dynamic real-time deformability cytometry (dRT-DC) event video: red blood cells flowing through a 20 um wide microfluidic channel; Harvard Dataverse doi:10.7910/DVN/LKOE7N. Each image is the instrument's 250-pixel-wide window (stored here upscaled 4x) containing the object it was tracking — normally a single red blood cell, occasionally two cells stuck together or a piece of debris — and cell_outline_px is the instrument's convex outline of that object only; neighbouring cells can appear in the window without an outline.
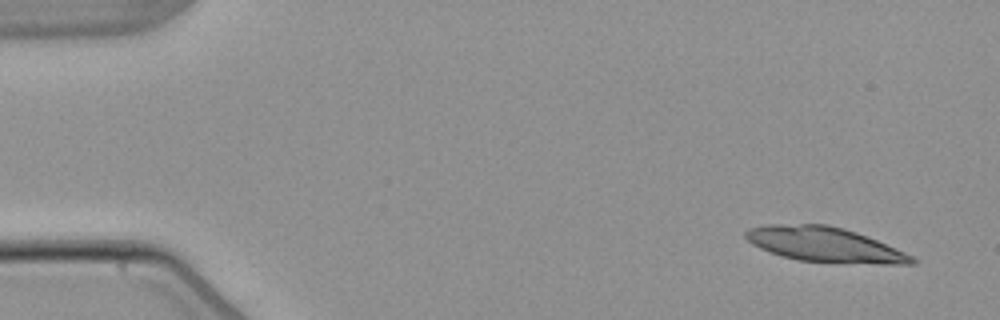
{"species": "common noctule bat (a hibernating species)", "species_latin": "Nyctalus noctula", "temperature_condition": "warm", "stored_images_in_passage": 5, "camera_frame_rate_fps": 3000, "um_per_image_px": 0.085, "animal": {"sex": "male", "body_mass_g": 21.5, "forearm_length_mm": 52.0}, "frame": {"image": 1, "passage_image": 1, "time_ms": 0.0, "image_size_px": [1000, 320], "cell_outline_px": [[920, 260], [916, 264], [880, 264], [800, 260], [780, 256], [768, 252], [752, 244], [744, 236], [744, 232], [748, 228], [768, 224], [828, 224], [844, 228], [856, 232], [876, 240], [904, 252]], "centroid_in_image_um": [70.07, 20.78], "position_along_channel_um": 14.9, "area_um2": 33.58}}